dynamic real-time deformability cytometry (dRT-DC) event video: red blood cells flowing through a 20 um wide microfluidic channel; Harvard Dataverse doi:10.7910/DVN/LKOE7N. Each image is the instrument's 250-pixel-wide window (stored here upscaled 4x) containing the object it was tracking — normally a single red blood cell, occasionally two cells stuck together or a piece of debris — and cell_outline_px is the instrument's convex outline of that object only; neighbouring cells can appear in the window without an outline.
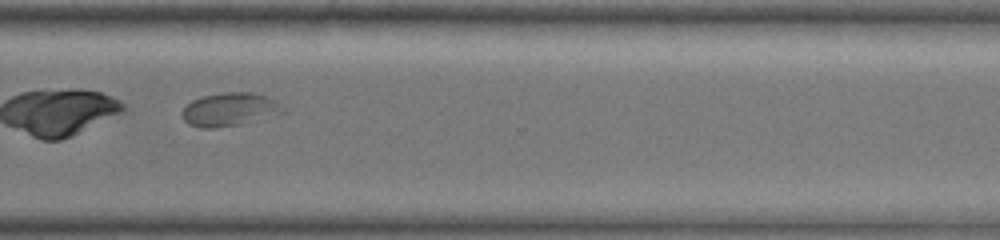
{"species": "common noctule bat (a hibernating species)", "species_latin": "Nyctalus noctula", "temperature_condition": "warm", "stored_images_in_passage": 50, "camera_frame_rate_fps": 3000, "um_per_image_px": 0.085, "animal": {"sex": "female", "body_mass_g": 19.0, "forearm_length_mm": 51.5}, "frame": {"image": 1, "passage_image": 41, "time_ms": 13.333, "image_size_px": [1000, 240], "cell_outline_px": [[288, 112], [240, 124], [216, 128], [200, 128], [188, 124], [184, 120], [184, 108], [192, 100], [200, 96], [224, 92], [252, 92], [268, 96], [276, 100], [288, 108]], "centroid_in_image_um": [19.61, 9.29], "position_along_channel_um": 351.0, "area_um2": 19.88}}